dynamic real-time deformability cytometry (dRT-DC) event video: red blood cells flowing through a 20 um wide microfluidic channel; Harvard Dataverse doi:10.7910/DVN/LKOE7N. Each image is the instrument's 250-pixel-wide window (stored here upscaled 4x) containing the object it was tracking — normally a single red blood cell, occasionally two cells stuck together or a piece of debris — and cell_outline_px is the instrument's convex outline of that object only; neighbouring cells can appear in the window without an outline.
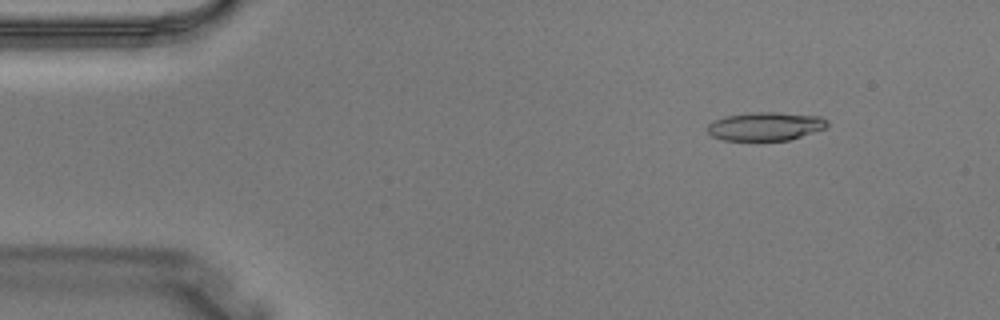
{"species": "Egyptian fruit bat (a non-hibernating species)", "species_latin": "Rousettus aegyptiacus", "temperature_condition": "warm", "stored_images_in_passage": 3, "camera_frame_rate_fps": 3000, "um_per_image_px": 0.085, "animal": {"sex": "male"}, "frame": {"image": 1, "passage_image": 1, "time_ms": 0.0, "image_size_px": [1000, 320], "cell_outline_px": [[828, 128], [788, 140], [724, 140], [712, 136], [708, 132], [708, 124], [712, 120], [724, 116], [748, 112], [776, 112], [820, 116], [828, 120]], "centroid_in_image_um": [65.07, 10.72], "position_along_channel_um": 19.9, "area_um2": 20.06}}
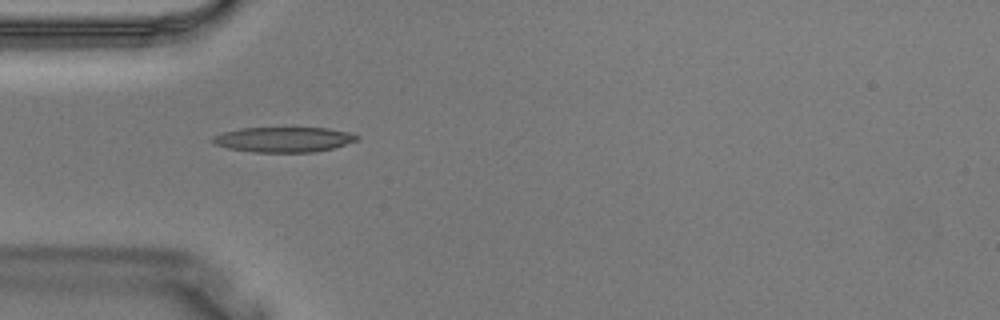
{"frame": {"image": 2, "passage_image": 3, "time_ms": 0.667, "image_size_px": [1000, 320], "cell_outline_px": [[360, 140], [332, 148], [316, 152], [252, 152], [228, 148], [212, 144], [212, 136], [224, 132], [240, 128], [292, 124], [296, 124], [328, 128], [348, 132], [360, 136]], "centroid_in_image_um": [24.13, 11.8], "position_along_channel_um": 60.9, "area_um2": 22.54}}